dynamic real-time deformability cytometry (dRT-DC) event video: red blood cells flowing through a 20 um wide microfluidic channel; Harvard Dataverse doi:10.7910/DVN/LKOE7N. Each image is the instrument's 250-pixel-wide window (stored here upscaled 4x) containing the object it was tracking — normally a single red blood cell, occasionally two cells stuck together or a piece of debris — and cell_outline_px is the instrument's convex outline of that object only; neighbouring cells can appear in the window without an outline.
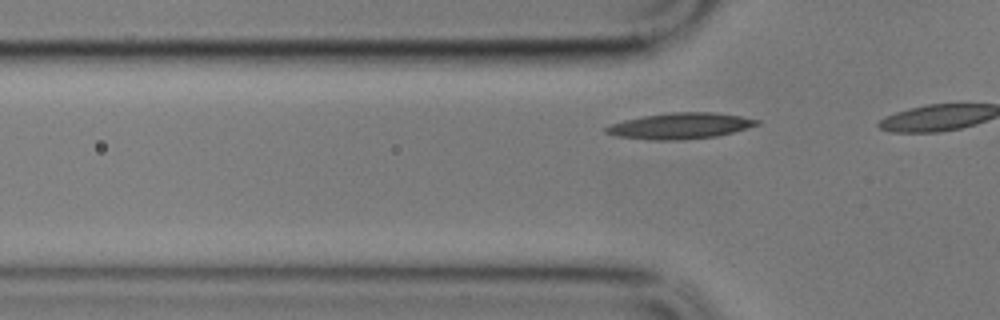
{"species": "common noctule bat (a hibernating species)", "species_latin": "Nyctalus noctula", "temperature_condition": "cold", "stored_images_in_passage": 9, "camera_frame_rate_fps": 3000, "um_per_image_px": 0.085, "animal": {"sex": "male", "body_mass_g": 17.9}, "frame": {"image": 1, "passage_image": 7, "time_ms": 2.0, "image_size_px": [1000, 320], "cell_outline_px": [[760, 124], [748, 128], [716, 136], [680, 140], [648, 140], [616, 136], [604, 132], [604, 128], [612, 124], [624, 120], [644, 116], [672, 112], [712, 112], [740, 116], [760, 120]], "centroid_in_image_um": [57.81, 10.7], "position_along_channel_um": 68.0, "area_um2": 22.77}}